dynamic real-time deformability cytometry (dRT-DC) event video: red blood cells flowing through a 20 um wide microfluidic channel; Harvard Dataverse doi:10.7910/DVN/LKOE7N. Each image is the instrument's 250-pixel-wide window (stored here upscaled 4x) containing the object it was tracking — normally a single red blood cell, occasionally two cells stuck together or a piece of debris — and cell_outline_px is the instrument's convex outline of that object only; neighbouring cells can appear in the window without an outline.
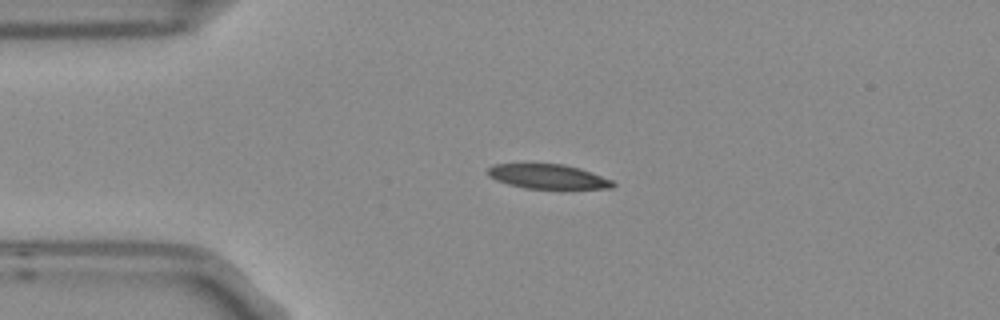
{"species": "Egyptian fruit bat (a non-hibernating species)", "species_latin": "Rousettus aegyptiacus", "temperature_condition": "room temperature", "stored_images_in_passage": 4, "camera_frame_rate_fps": 3000, "um_per_image_px": 0.085, "frame": {"image": 1, "passage_image": 3, "time_ms": 0.667, "image_size_px": [1000, 320], "cell_outline_px": [[616, 184], [612, 188], [524, 188], [508, 184], [496, 180], [488, 176], [488, 168], [492, 164], [564, 164], [580, 168], [612, 180]], "centroid_in_image_um": [46.55, 15.0], "position_along_channel_um": 38.4, "area_um2": 17.69}}